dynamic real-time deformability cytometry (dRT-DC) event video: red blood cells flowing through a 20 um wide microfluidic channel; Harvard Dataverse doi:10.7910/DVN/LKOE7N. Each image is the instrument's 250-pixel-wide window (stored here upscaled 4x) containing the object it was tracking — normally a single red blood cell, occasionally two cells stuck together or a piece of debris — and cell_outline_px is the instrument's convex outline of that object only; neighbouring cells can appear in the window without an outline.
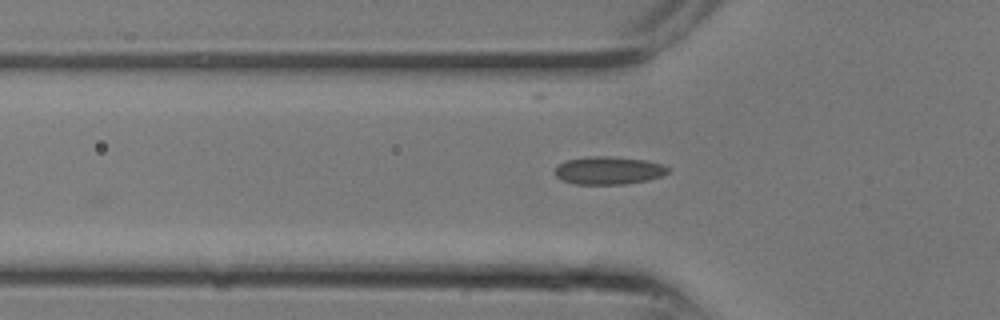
{"species": "common noctule bat (a hibernating species)", "species_latin": "Nyctalus noctula", "temperature_condition": "room temperature", "stored_images_in_passage": 8, "camera_frame_rate_fps": 3000, "um_per_image_px": 0.085, "animal": {"sex": "male", "body_mass_g": 13.3}, "frame": {"image": 1, "passage_image": 8, "time_ms": 2.333, "image_size_px": [1000, 320], "cell_outline_px": [[668, 172], [664, 176], [648, 180], [624, 184], [576, 184], [564, 180], [556, 176], [556, 168], [560, 164], [568, 160], [592, 156], [608, 156], [644, 160], [660, 164], [668, 168]], "centroid_in_image_um": [51.76, 14.5], "position_along_channel_um": 74.0, "area_um2": 18.03}}